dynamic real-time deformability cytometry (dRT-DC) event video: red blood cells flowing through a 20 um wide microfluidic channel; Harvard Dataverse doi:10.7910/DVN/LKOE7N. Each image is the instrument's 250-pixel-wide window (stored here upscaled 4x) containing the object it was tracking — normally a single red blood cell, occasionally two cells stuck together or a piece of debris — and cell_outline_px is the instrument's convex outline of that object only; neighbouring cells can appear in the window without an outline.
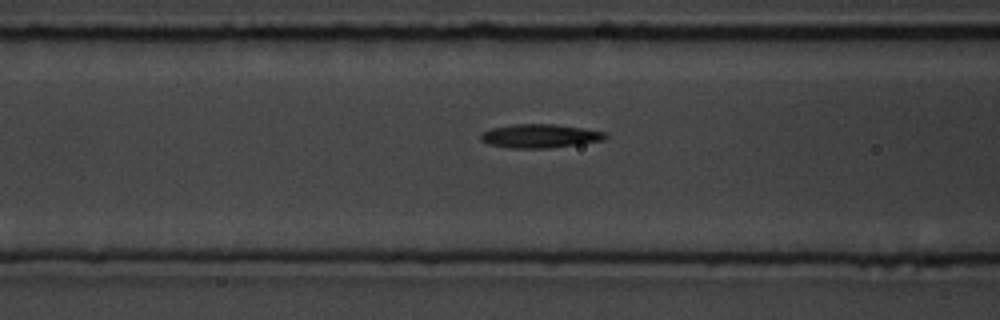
{"species": "common noctule bat (a hibernating species)", "species_latin": "Nyctalus noctula", "temperature_condition": "room temperature", "stored_images_in_passage": 9, "segment_of_instrument_passage": [2, 2], "camera_frame_rate_fps": 3000, "um_per_image_px": 0.085, "animal": {"sex": "male", "body_mass_g": 19.5, "forearm_length_mm": 54.6}, "frame": {"image": 1, "passage_image": 9, "time_ms": 9.0, "image_size_px": [1000, 320], "cell_outline_px": [[608, 136], [604, 140], [548, 148], [508, 148], [488, 144], [480, 140], [480, 132], [492, 128], [516, 124], [552, 124], [584, 128], [604, 132]], "centroid_in_image_um": [45.85, 11.56], "position_along_channel_um": 120.8, "area_um2": 17.17}}